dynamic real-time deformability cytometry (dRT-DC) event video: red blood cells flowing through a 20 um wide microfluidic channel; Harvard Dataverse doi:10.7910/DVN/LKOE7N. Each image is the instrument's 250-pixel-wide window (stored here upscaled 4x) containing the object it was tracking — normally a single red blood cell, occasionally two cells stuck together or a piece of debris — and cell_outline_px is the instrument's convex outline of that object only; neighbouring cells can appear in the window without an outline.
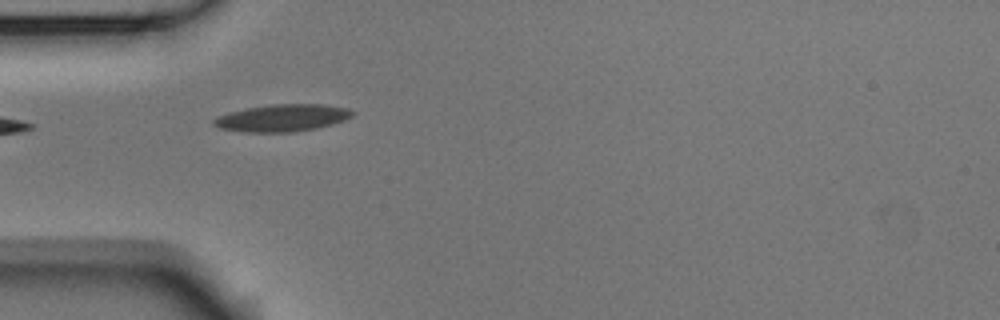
{"species": "Egyptian fruit bat (a non-hibernating species)", "species_latin": "Rousettus aegyptiacus", "temperature_condition": "room temperature", "stored_images_in_passage": 7, "camera_frame_rate_fps": 3000, "um_per_image_px": 0.085, "animal": {"sex": "male"}, "frame": {"image": 1, "passage_image": 1, "time_ms": 0.0, "image_size_px": [1000, 320], "cell_outline_px": [[356, 112], [352, 116], [344, 120], [332, 124], [316, 128], [296, 132], [244, 132], [220, 128], [212, 124], [212, 120], [216, 116], [228, 112], [248, 108], [272, 104], [320, 104], [348, 108]], "centroid_in_image_um": [23.98, 10.02], "position_along_channel_um": 61.0, "area_um2": 22.02}}
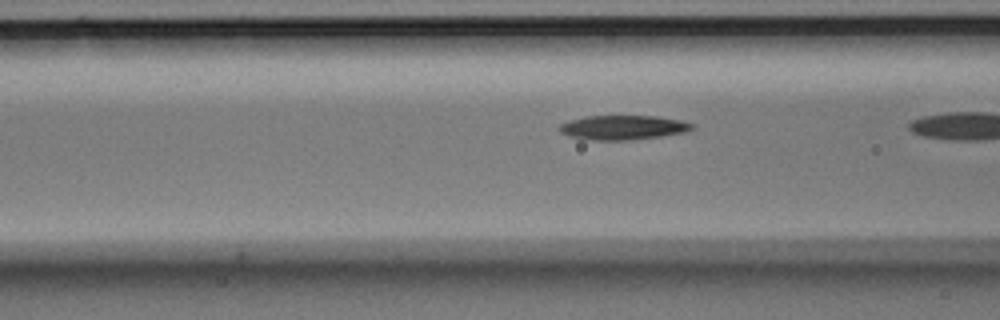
{"frame": {"image": 2, "passage_image": 3, "time_ms": 0.667, "image_size_px": [1000, 320], "cell_outline_px": [[696, 128], [688, 132], [632, 140], [592, 140], [568, 136], [560, 132], [556, 128], [560, 124], [572, 120], [588, 116], [656, 116], [680, 120], [696, 124]], "centroid_in_image_um": [53.0, 10.84], "position_along_channel_um": 113.6, "area_um2": 19.02}}